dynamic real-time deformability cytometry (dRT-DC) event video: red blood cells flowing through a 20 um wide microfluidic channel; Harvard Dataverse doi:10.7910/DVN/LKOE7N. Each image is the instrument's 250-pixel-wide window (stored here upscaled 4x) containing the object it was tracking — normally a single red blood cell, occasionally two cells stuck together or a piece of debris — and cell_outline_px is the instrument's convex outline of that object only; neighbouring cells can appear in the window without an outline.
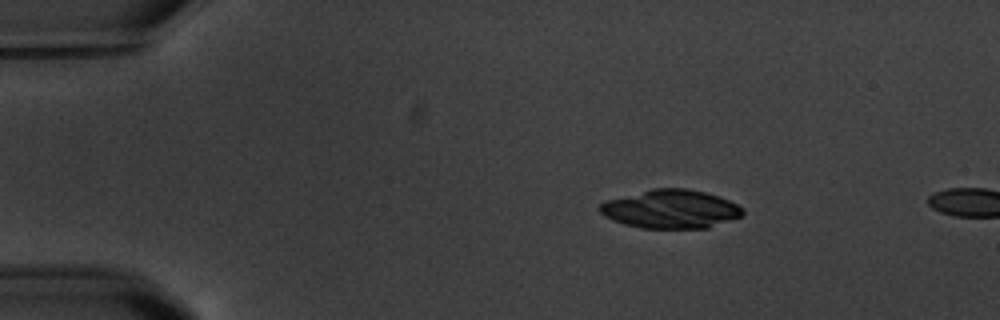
{"species": "common noctule bat (a hibernating species)", "species_latin": "Nyctalus noctula", "temperature_condition": "warm", "stored_images_in_passage": 3, "camera_frame_rate_fps": 3000, "um_per_image_px": 0.085, "animal": {"sex": "male", "body_mass_g": 20.1, "forearm_length_mm": 53.5}, "frame": {"image": 1, "passage_image": 2, "time_ms": 2.0, "image_size_px": [1000, 320], "cell_outline_px": [[744, 212], [740, 216], [708, 228], [640, 228], [624, 224], [612, 220], [604, 216], [596, 208], [604, 200], [652, 188], [688, 188], [720, 196], [744, 208]], "centroid_in_image_um": [56.96, 17.76], "position_along_channel_um": 28.0, "area_um2": 32.37}}